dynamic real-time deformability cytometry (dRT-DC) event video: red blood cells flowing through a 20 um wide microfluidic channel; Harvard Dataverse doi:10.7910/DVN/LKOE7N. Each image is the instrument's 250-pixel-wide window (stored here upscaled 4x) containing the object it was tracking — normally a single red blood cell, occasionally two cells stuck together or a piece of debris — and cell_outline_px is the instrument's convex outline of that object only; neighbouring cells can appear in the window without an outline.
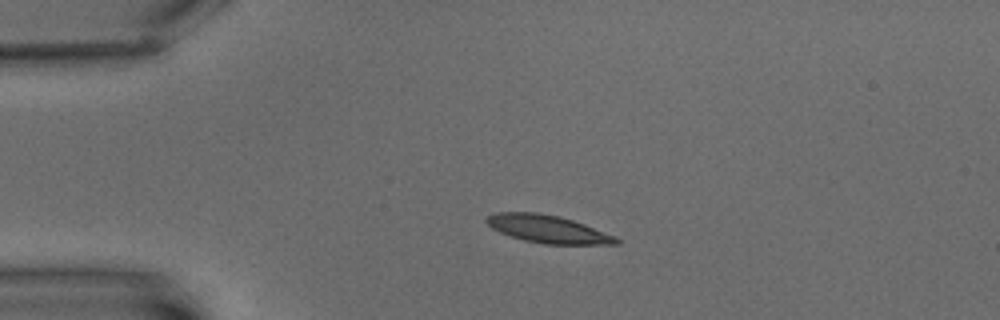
{"species": "common noctule bat (a hibernating species)", "species_latin": "Nyctalus noctula", "temperature_condition": "warm", "stored_images_in_passage": 6, "camera_frame_rate_fps": 3000, "um_per_image_px": 0.085, "animal": {"sex": "male", "body_mass_g": 15.6}, "frame": {"image": 1, "passage_image": 4, "time_ms": 3.333, "image_size_px": [1000, 320], "cell_outline_px": [[620, 244], [544, 244], [524, 240], [500, 232], [492, 228], [484, 220], [488, 216], [496, 212], [536, 212], [560, 216], [584, 224], [616, 236], [620, 240]], "centroid_in_image_um": [46.58, 19.46], "position_along_channel_um": 38.4, "area_um2": 20.87}}
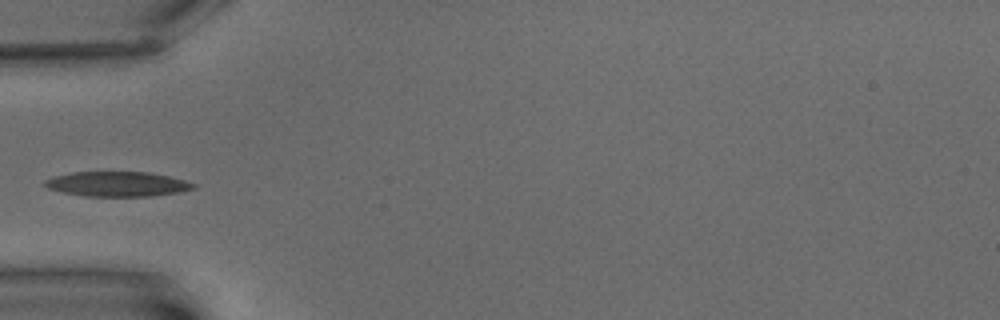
{"frame": {"image": 2, "passage_image": 6, "time_ms": 5.667, "image_size_px": [1000, 320], "cell_outline_px": [[196, 188], [176, 192], [152, 196], [84, 196], [64, 192], [48, 188], [44, 184], [44, 180], [52, 176], [72, 172], [148, 172], [168, 176], [184, 180], [196, 184]], "centroid_in_image_um": [9.95, 15.64], "position_along_channel_um": 75.1, "area_um2": 21.39}}